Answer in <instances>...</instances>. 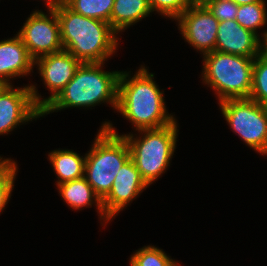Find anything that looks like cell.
I'll return each instance as SVG.
<instances>
[{
	"label": "cell",
	"mask_w": 267,
	"mask_h": 266,
	"mask_svg": "<svg viewBox=\"0 0 267 266\" xmlns=\"http://www.w3.org/2000/svg\"><path fill=\"white\" fill-rule=\"evenodd\" d=\"M175 21L178 22L180 34L200 54L215 51L219 21L210 11L196 0Z\"/></svg>",
	"instance_id": "cell-10"
},
{
	"label": "cell",
	"mask_w": 267,
	"mask_h": 266,
	"mask_svg": "<svg viewBox=\"0 0 267 266\" xmlns=\"http://www.w3.org/2000/svg\"><path fill=\"white\" fill-rule=\"evenodd\" d=\"M249 99L267 106V57L262 53L254 58L252 88Z\"/></svg>",
	"instance_id": "cell-21"
},
{
	"label": "cell",
	"mask_w": 267,
	"mask_h": 266,
	"mask_svg": "<svg viewBox=\"0 0 267 266\" xmlns=\"http://www.w3.org/2000/svg\"><path fill=\"white\" fill-rule=\"evenodd\" d=\"M196 0H149L152 12L176 20Z\"/></svg>",
	"instance_id": "cell-23"
},
{
	"label": "cell",
	"mask_w": 267,
	"mask_h": 266,
	"mask_svg": "<svg viewBox=\"0 0 267 266\" xmlns=\"http://www.w3.org/2000/svg\"><path fill=\"white\" fill-rule=\"evenodd\" d=\"M147 187L135 163L129 158L115 176L111 190L102 199L105 215L110 220L113 219Z\"/></svg>",
	"instance_id": "cell-12"
},
{
	"label": "cell",
	"mask_w": 267,
	"mask_h": 266,
	"mask_svg": "<svg viewBox=\"0 0 267 266\" xmlns=\"http://www.w3.org/2000/svg\"><path fill=\"white\" fill-rule=\"evenodd\" d=\"M40 117L42 111L33 101L30 85L23 88L5 85L0 90V135Z\"/></svg>",
	"instance_id": "cell-11"
},
{
	"label": "cell",
	"mask_w": 267,
	"mask_h": 266,
	"mask_svg": "<svg viewBox=\"0 0 267 266\" xmlns=\"http://www.w3.org/2000/svg\"><path fill=\"white\" fill-rule=\"evenodd\" d=\"M81 62L68 51L61 50L56 53L47 54L34 60L37 65L41 79L51 95L41 99L37 88L30 84L32 98L36 106L42 111L69 83L74 77Z\"/></svg>",
	"instance_id": "cell-9"
},
{
	"label": "cell",
	"mask_w": 267,
	"mask_h": 266,
	"mask_svg": "<svg viewBox=\"0 0 267 266\" xmlns=\"http://www.w3.org/2000/svg\"><path fill=\"white\" fill-rule=\"evenodd\" d=\"M48 159L58 176L56 185L84 177L86 155L83 157L74 150L59 149L49 152Z\"/></svg>",
	"instance_id": "cell-17"
},
{
	"label": "cell",
	"mask_w": 267,
	"mask_h": 266,
	"mask_svg": "<svg viewBox=\"0 0 267 266\" xmlns=\"http://www.w3.org/2000/svg\"><path fill=\"white\" fill-rule=\"evenodd\" d=\"M266 5V1L240 5L235 20L239 25L260 37L257 30L266 27L267 24Z\"/></svg>",
	"instance_id": "cell-19"
},
{
	"label": "cell",
	"mask_w": 267,
	"mask_h": 266,
	"mask_svg": "<svg viewBox=\"0 0 267 266\" xmlns=\"http://www.w3.org/2000/svg\"><path fill=\"white\" fill-rule=\"evenodd\" d=\"M6 84L0 80V90L5 86Z\"/></svg>",
	"instance_id": "cell-28"
},
{
	"label": "cell",
	"mask_w": 267,
	"mask_h": 266,
	"mask_svg": "<svg viewBox=\"0 0 267 266\" xmlns=\"http://www.w3.org/2000/svg\"><path fill=\"white\" fill-rule=\"evenodd\" d=\"M121 71L118 81L117 112L129 120L137 130L156 129L173 123L176 119L166 109L164 91L154 81L147 67L135 72Z\"/></svg>",
	"instance_id": "cell-1"
},
{
	"label": "cell",
	"mask_w": 267,
	"mask_h": 266,
	"mask_svg": "<svg viewBox=\"0 0 267 266\" xmlns=\"http://www.w3.org/2000/svg\"><path fill=\"white\" fill-rule=\"evenodd\" d=\"M230 129L254 151L267 152V106L249 98L225 99L218 103Z\"/></svg>",
	"instance_id": "cell-7"
},
{
	"label": "cell",
	"mask_w": 267,
	"mask_h": 266,
	"mask_svg": "<svg viewBox=\"0 0 267 266\" xmlns=\"http://www.w3.org/2000/svg\"><path fill=\"white\" fill-rule=\"evenodd\" d=\"M152 13L149 0H114L110 25L117 32L148 17Z\"/></svg>",
	"instance_id": "cell-16"
},
{
	"label": "cell",
	"mask_w": 267,
	"mask_h": 266,
	"mask_svg": "<svg viewBox=\"0 0 267 266\" xmlns=\"http://www.w3.org/2000/svg\"><path fill=\"white\" fill-rule=\"evenodd\" d=\"M48 11L50 15L40 10L33 11L17 33L34 60L63 50L56 10Z\"/></svg>",
	"instance_id": "cell-8"
},
{
	"label": "cell",
	"mask_w": 267,
	"mask_h": 266,
	"mask_svg": "<svg viewBox=\"0 0 267 266\" xmlns=\"http://www.w3.org/2000/svg\"><path fill=\"white\" fill-rule=\"evenodd\" d=\"M17 170L16 162L10 158H4L0 162V214L11 198Z\"/></svg>",
	"instance_id": "cell-22"
},
{
	"label": "cell",
	"mask_w": 267,
	"mask_h": 266,
	"mask_svg": "<svg viewBox=\"0 0 267 266\" xmlns=\"http://www.w3.org/2000/svg\"><path fill=\"white\" fill-rule=\"evenodd\" d=\"M45 1V5L47 6V9H54L58 6H60L61 4L65 3V0H44Z\"/></svg>",
	"instance_id": "cell-25"
},
{
	"label": "cell",
	"mask_w": 267,
	"mask_h": 266,
	"mask_svg": "<svg viewBox=\"0 0 267 266\" xmlns=\"http://www.w3.org/2000/svg\"><path fill=\"white\" fill-rule=\"evenodd\" d=\"M261 38H262V54L267 57V30L264 31L263 34H261Z\"/></svg>",
	"instance_id": "cell-26"
},
{
	"label": "cell",
	"mask_w": 267,
	"mask_h": 266,
	"mask_svg": "<svg viewBox=\"0 0 267 266\" xmlns=\"http://www.w3.org/2000/svg\"><path fill=\"white\" fill-rule=\"evenodd\" d=\"M34 66V59L18 34L0 41V80L6 85H12V78L31 74Z\"/></svg>",
	"instance_id": "cell-14"
},
{
	"label": "cell",
	"mask_w": 267,
	"mask_h": 266,
	"mask_svg": "<svg viewBox=\"0 0 267 266\" xmlns=\"http://www.w3.org/2000/svg\"><path fill=\"white\" fill-rule=\"evenodd\" d=\"M202 80L215 91L218 101L249 98L254 58L213 51L203 55Z\"/></svg>",
	"instance_id": "cell-6"
},
{
	"label": "cell",
	"mask_w": 267,
	"mask_h": 266,
	"mask_svg": "<svg viewBox=\"0 0 267 266\" xmlns=\"http://www.w3.org/2000/svg\"><path fill=\"white\" fill-rule=\"evenodd\" d=\"M61 198L73 210H79L84 207H91L94 203L100 215V221H104V225L111 221L103 210L102 200L94 192L92 186L87 182L85 177L65 182L57 185Z\"/></svg>",
	"instance_id": "cell-15"
},
{
	"label": "cell",
	"mask_w": 267,
	"mask_h": 266,
	"mask_svg": "<svg viewBox=\"0 0 267 266\" xmlns=\"http://www.w3.org/2000/svg\"><path fill=\"white\" fill-rule=\"evenodd\" d=\"M86 153L84 177L102 200L111 190L115 176L130 158L129 146L110 122L103 123Z\"/></svg>",
	"instance_id": "cell-4"
},
{
	"label": "cell",
	"mask_w": 267,
	"mask_h": 266,
	"mask_svg": "<svg viewBox=\"0 0 267 266\" xmlns=\"http://www.w3.org/2000/svg\"><path fill=\"white\" fill-rule=\"evenodd\" d=\"M130 266H181L156 246H144L130 257Z\"/></svg>",
	"instance_id": "cell-20"
},
{
	"label": "cell",
	"mask_w": 267,
	"mask_h": 266,
	"mask_svg": "<svg viewBox=\"0 0 267 266\" xmlns=\"http://www.w3.org/2000/svg\"><path fill=\"white\" fill-rule=\"evenodd\" d=\"M54 9L63 50L81 63H105L118 50V33L109 23L75 13L65 4Z\"/></svg>",
	"instance_id": "cell-2"
},
{
	"label": "cell",
	"mask_w": 267,
	"mask_h": 266,
	"mask_svg": "<svg viewBox=\"0 0 267 266\" xmlns=\"http://www.w3.org/2000/svg\"><path fill=\"white\" fill-rule=\"evenodd\" d=\"M103 65V62L81 63L74 77L42 110V117L66 108H90L105 102L117 110L121 71H104Z\"/></svg>",
	"instance_id": "cell-3"
},
{
	"label": "cell",
	"mask_w": 267,
	"mask_h": 266,
	"mask_svg": "<svg viewBox=\"0 0 267 266\" xmlns=\"http://www.w3.org/2000/svg\"><path fill=\"white\" fill-rule=\"evenodd\" d=\"M64 4L75 13L110 24L114 0H65Z\"/></svg>",
	"instance_id": "cell-18"
},
{
	"label": "cell",
	"mask_w": 267,
	"mask_h": 266,
	"mask_svg": "<svg viewBox=\"0 0 267 266\" xmlns=\"http://www.w3.org/2000/svg\"><path fill=\"white\" fill-rule=\"evenodd\" d=\"M262 39L236 20L220 21L215 50L255 58L262 53Z\"/></svg>",
	"instance_id": "cell-13"
},
{
	"label": "cell",
	"mask_w": 267,
	"mask_h": 266,
	"mask_svg": "<svg viewBox=\"0 0 267 266\" xmlns=\"http://www.w3.org/2000/svg\"><path fill=\"white\" fill-rule=\"evenodd\" d=\"M232 1H234L238 6H240L244 4L256 3L259 1H266V0H232Z\"/></svg>",
	"instance_id": "cell-27"
},
{
	"label": "cell",
	"mask_w": 267,
	"mask_h": 266,
	"mask_svg": "<svg viewBox=\"0 0 267 266\" xmlns=\"http://www.w3.org/2000/svg\"><path fill=\"white\" fill-rule=\"evenodd\" d=\"M178 124L173 123L156 129L138 130L141 137L132 133L122 134L129 146L130 158L135 163L142 179L151 185L165 173L170 164L178 136ZM135 137V138H134Z\"/></svg>",
	"instance_id": "cell-5"
},
{
	"label": "cell",
	"mask_w": 267,
	"mask_h": 266,
	"mask_svg": "<svg viewBox=\"0 0 267 266\" xmlns=\"http://www.w3.org/2000/svg\"><path fill=\"white\" fill-rule=\"evenodd\" d=\"M220 22L235 20L238 5L232 0H199Z\"/></svg>",
	"instance_id": "cell-24"
}]
</instances>
